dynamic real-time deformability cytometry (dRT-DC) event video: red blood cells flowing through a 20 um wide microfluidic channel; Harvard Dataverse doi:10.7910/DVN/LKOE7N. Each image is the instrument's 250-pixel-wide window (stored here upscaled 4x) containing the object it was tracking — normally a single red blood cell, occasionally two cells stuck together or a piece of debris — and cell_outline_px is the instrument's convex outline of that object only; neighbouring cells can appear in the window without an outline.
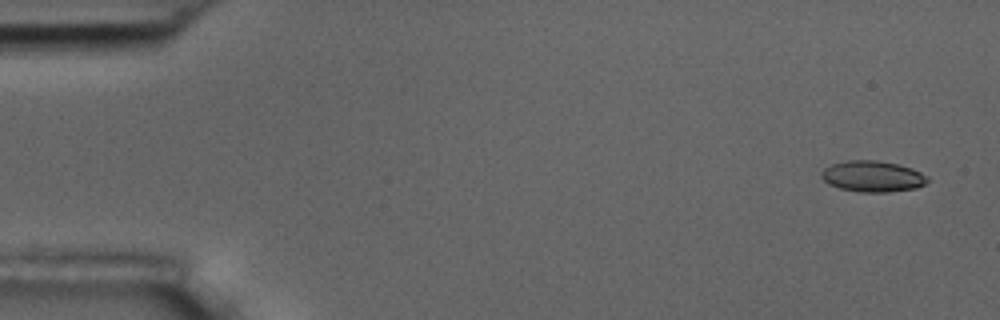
{"species": "common noctule bat (a hibernating species)", "species_latin": "Nyctalus noctula", "temperature_condition": "room temperature", "stored_images_in_passage": 6, "camera_frame_rate_fps": 3000, "um_per_image_px": 0.085, "animal": {"sex": "male", "body_mass_g": 17.5, "forearm_length_mm": 52.3}, "frame": {"image": 1, "passage_image": 1, "time_ms": 0.0, "image_size_px": [1000, 320], "cell_outline_px": [[928, 180], [924, 184], [916, 188], [888, 192], [860, 192], [840, 188], [828, 184], [820, 176], [820, 172], [824, 168], [832, 164], [848, 160], [876, 160], [896, 164], [912, 168], [928, 176]], "centroid_in_image_um": [74.15, 14.99], "position_along_channel_um": 10.8, "area_um2": 19.19}}
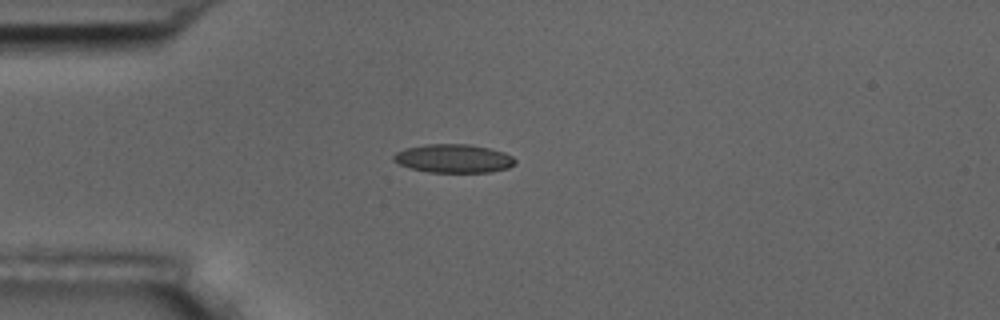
{"frame": {"image": 2, "passage_image": 4, "time_ms": 4.0, "image_size_px": [1000, 320], "cell_outline_px": [[516, 164], [508, 168], [492, 172], [428, 172], [412, 168], [400, 164], [392, 160], [392, 156], [396, 152], [404, 148], [424, 144], [468, 144], [488, 148], [504, 152], [512, 156], [516, 160]], "centroid_in_image_um": [38.55, 13.47], "position_along_channel_um": 46.4, "area_um2": 20.29}}
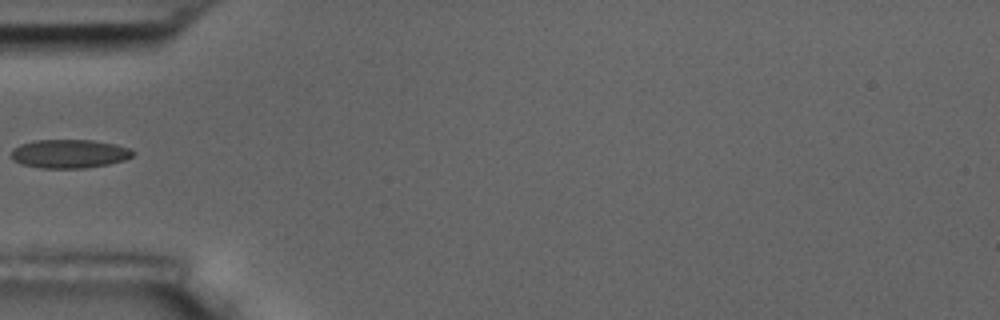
{"frame": {"image": 3, "passage_image": 5, "time_ms": 5.333, "image_size_px": [1000, 320], "cell_outline_px": [[136, 152], [132, 156], [124, 160], [108, 164], [84, 168], [40, 168], [20, 164], [12, 160], [12, 148], [20, 144], [36, 140], [92, 140], [112, 144], [128, 148]], "centroid_in_image_um": [5.85, 13.07], "position_along_channel_um": 79.1, "area_um2": 20.29}}